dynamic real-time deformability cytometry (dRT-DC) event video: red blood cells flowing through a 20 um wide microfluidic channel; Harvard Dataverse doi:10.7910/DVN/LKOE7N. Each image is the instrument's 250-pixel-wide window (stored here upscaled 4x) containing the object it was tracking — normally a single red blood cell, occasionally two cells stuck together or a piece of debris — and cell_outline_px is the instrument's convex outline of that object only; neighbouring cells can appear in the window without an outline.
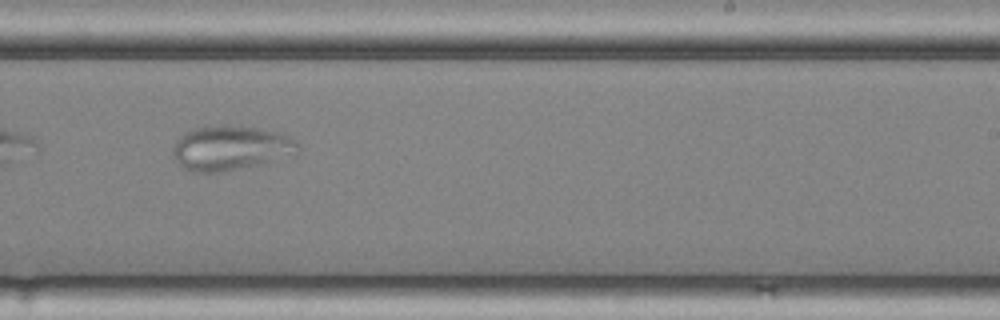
{"species": "common noctule bat (a hibernating species)", "species_latin": "Nyctalus noctula", "temperature_condition": "cold", "stored_images_in_passage": 12, "camera_frame_rate_fps": 3000, "um_per_image_px": 0.085, "animal": {"sex": "female", "body_mass_g": 25.1}, "frame": {"image": 1, "passage_image": 10, "time_ms": 3.0, "image_size_px": [1000, 320], "cell_outline_px": [[300, 152], [296, 156], [264, 164], [216, 172], [192, 172], [184, 168], [176, 160], [172, 152], [172, 148], [176, 140], [184, 132], [192, 128], [256, 128], [284, 132], [292, 136], [300, 144]], "centroid_in_image_um": [19.72, 12.62], "position_along_channel_um": 269.3, "area_um2": 32.48}}